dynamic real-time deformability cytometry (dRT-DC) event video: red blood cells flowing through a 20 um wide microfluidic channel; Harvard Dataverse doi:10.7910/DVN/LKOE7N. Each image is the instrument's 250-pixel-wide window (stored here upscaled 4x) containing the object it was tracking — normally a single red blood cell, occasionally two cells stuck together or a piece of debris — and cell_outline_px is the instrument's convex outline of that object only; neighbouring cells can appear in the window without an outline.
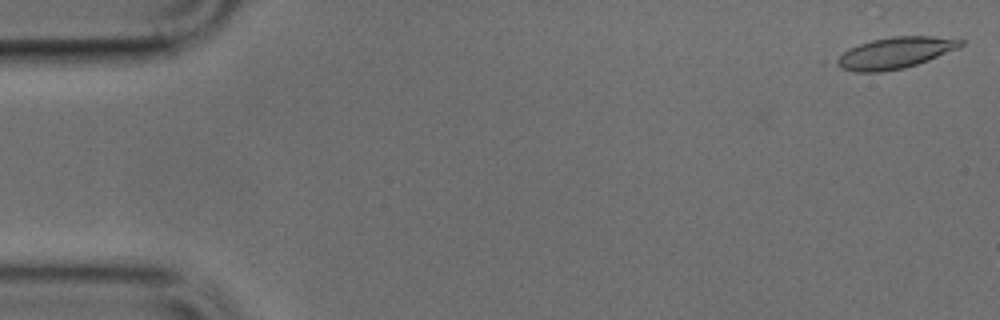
{"species": "common noctule bat (a hibernating species)", "species_latin": "Nyctalus noctula", "temperature_condition": "cold", "stored_images_in_passage": 8, "camera_frame_rate_fps": 3000, "um_per_image_px": 0.085, "animal": {"sex": "male", "body_mass_g": 17.9, "forearm_length_mm": 54.2}, "frame": {"image": 1, "passage_image": 1, "time_ms": 0.0, "image_size_px": [1000, 320], "cell_outline_px": [[964, 44], [960, 48], [928, 60], [904, 68], [880, 72], [856, 72], [840, 68], [836, 64], [836, 60], [844, 52], [860, 44], [872, 40], [892, 36], [932, 36], [964, 40]], "centroid_in_image_um": [76.12, 4.49], "position_along_channel_um": 8.9, "area_um2": 22.43}}